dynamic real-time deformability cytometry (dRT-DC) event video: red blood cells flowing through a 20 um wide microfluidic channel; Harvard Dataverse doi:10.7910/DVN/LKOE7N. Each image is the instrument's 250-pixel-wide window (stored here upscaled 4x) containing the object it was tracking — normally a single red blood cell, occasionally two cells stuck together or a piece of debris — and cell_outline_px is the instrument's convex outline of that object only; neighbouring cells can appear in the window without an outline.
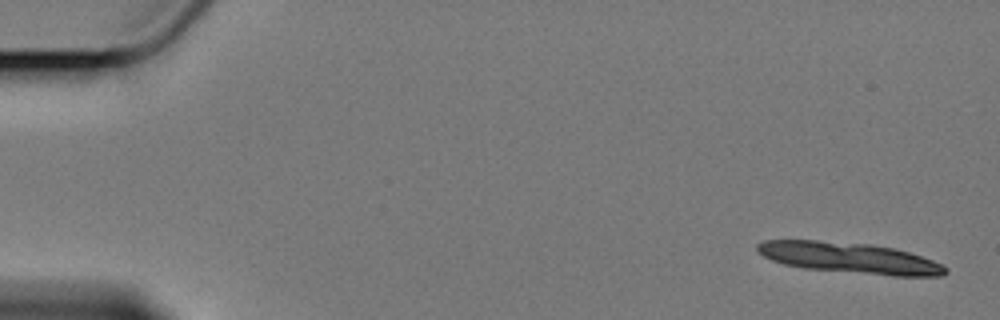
{"species": "Egyptian fruit bat (a non-hibernating species)", "species_latin": "Rousettus aegyptiacus", "temperature_condition": "cold", "stored_images_in_passage": 3, "camera_frame_rate_fps": 3000, "um_per_image_px": 0.085, "animal": {"sex": "female"}, "frame": {"image": 1, "passage_image": 1, "time_ms": 0.0, "image_size_px": [1000, 320], "cell_outline_px": [[948, 272], [940, 276], [896, 276], [804, 268], [784, 264], [772, 260], [756, 252], [756, 244], [764, 240], [816, 240], [872, 244], [892, 248], [908, 252], [944, 264], [948, 268]], "centroid_in_image_um": [72.21, 21.92], "position_along_channel_um": 12.8, "area_um2": 33.81}}